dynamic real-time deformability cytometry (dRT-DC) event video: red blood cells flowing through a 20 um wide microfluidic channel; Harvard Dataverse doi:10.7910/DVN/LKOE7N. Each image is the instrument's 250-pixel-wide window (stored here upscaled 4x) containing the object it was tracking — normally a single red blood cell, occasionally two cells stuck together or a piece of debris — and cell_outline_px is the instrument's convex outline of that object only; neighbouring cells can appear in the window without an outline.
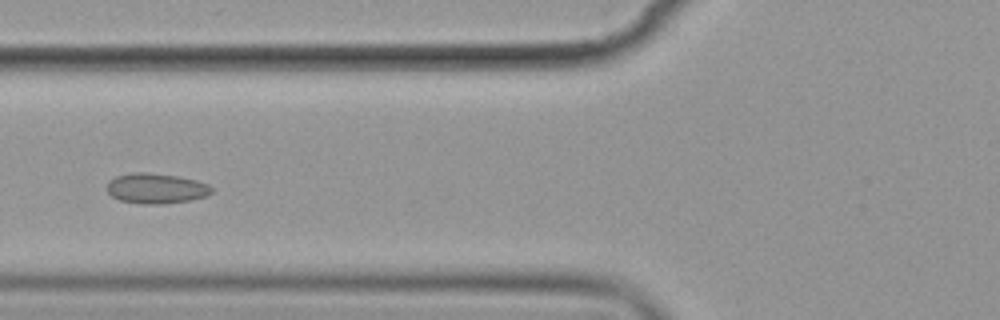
{"species": "common noctule bat (a hibernating species)", "species_latin": "Nyctalus noctula", "temperature_condition": "cold", "stored_images_in_passage": 6, "camera_frame_rate_fps": 3000, "um_per_image_px": 0.085, "animal": {"sex": "female", "body_mass_g": 19.9}, "frame": {"image": 1, "passage_image": 6, "time_ms": 5.667, "image_size_px": [1000, 320], "cell_outline_px": [[212, 192], [208, 196], [188, 200], [160, 204], [144, 204], [120, 200], [112, 196], [108, 192], [108, 180], [116, 176], [132, 172], [148, 172], [176, 176], [196, 180], [208, 184], [212, 188]], "centroid_in_image_um": [13.26, 16.0], "position_along_channel_um": 112.5, "area_um2": 18.38}}